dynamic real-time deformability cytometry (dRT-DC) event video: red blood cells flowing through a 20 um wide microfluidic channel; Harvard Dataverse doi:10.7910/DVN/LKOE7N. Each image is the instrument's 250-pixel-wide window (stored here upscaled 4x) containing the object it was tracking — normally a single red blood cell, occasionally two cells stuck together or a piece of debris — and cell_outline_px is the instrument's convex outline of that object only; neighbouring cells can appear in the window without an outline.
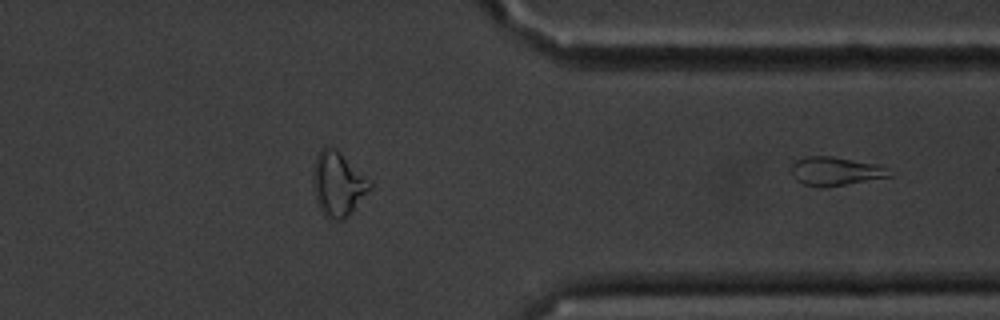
{"species": "common noctule bat (a hibernating species)", "species_latin": "Nyctalus noctula", "temperature_condition": "cold", "stored_images_in_passage": 12, "camera_frame_rate_fps": 3000, "um_per_image_px": 0.085, "animal": {"sex": "male", "body_mass_g": 20.1, "forearm_length_mm": 53.5}, "frame": {"image": 1, "passage_image": 12, "time_ms": 13.0, "image_size_px": [1000, 320], "cell_outline_px": [[896, 176], [824, 188], [804, 184], [796, 180], [792, 176], [792, 164], [796, 160], [808, 156], [832, 156], [876, 164], [884, 168]], "centroid_in_image_um": [71.02, 14.57], "position_along_channel_um": 340.4, "area_um2": 16.42}}